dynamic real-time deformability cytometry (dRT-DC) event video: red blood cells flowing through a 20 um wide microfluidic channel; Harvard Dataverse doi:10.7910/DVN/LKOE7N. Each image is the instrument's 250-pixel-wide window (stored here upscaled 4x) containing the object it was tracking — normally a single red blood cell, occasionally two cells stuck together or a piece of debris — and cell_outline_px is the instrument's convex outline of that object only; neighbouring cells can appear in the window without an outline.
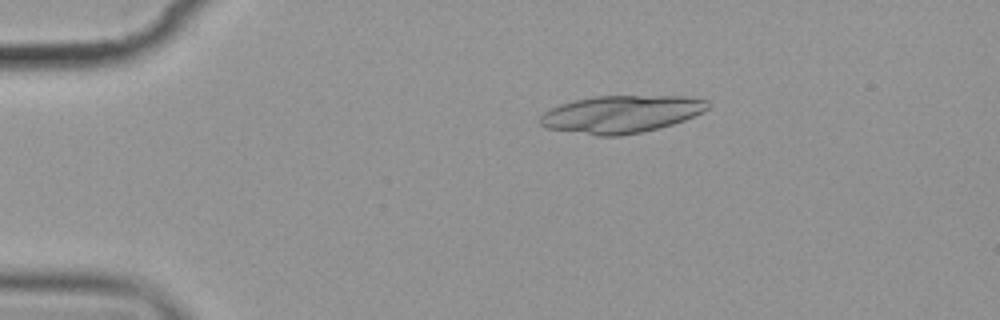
{"species": "common noctule bat (a hibernating species)", "species_latin": "Nyctalus noctula", "temperature_condition": "cold", "stored_images_in_passage": 2, "camera_frame_rate_fps": 3000, "um_per_image_px": 0.085, "animal": {"sex": "female", "body_mass_g": 19.9}, "frame": {"image": 1, "passage_image": 1, "time_ms": 0.0, "image_size_px": [1000, 320], "cell_outline_px": [[712, 104], [704, 112], [684, 120], [672, 124], [644, 132], [620, 136], [596, 136], [544, 128], [540, 124], [540, 116], [544, 112], [560, 104], [592, 96], [688, 96], [708, 100]], "centroid_in_image_um": [52.82, 9.71], "position_along_channel_um": 32.2, "area_um2": 36.93}}